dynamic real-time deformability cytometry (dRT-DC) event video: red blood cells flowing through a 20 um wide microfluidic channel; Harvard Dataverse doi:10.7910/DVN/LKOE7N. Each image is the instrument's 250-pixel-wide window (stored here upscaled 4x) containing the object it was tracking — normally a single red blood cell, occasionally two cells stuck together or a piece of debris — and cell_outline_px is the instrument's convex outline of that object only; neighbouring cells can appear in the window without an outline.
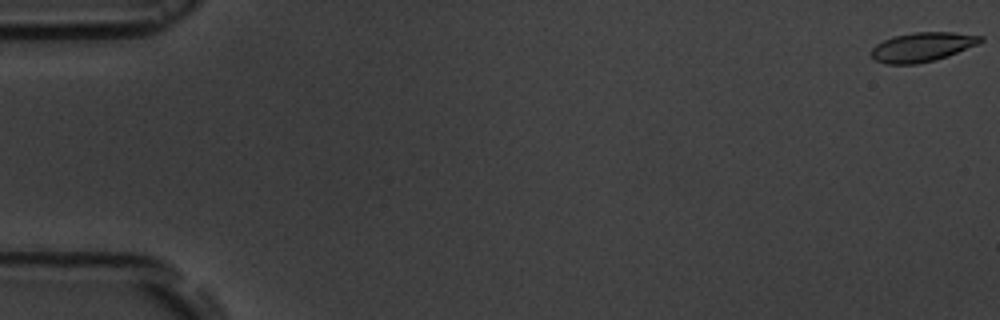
{"species": "common noctule bat (a hibernating species)", "species_latin": "Nyctalus noctula", "temperature_condition": "room temperature", "stored_images_in_passage": 56, "camera_frame_rate_fps": 3000, "um_per_image_px": 0.085, "animal": {"sex": "male", "body_mass_g": 19.5, "forearm_length_mm": 54.6}, "frame": {"image": 1, "passage_image": 1, "time_ms": 0.0, "image_size_px": [1000, 320], "cell_outline_px": [[984, 40], [976, 44], [948, 56], [916, 64], [888, 64], [876, 60], [872, 56], [872, 48], [876, 44], [892, 36], [916, 32], [952, 32], [984, 36]], "centroid_in_image_um": [78.39, 3.98], "position_along_channel_um": 6.6, "area_um2": 18.38}}
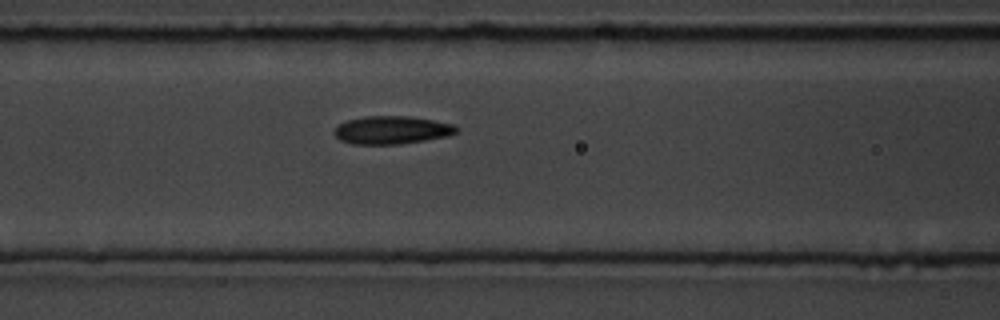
{"frame": {"image": 2, "passage_image": 24, "time_ms": 7.667, "image_size_px": [1000, 320], "cell_outline_px": [[460, 128], [456, 132], [448, 136], [424, 140], [396, 144], [352, 144], [340, 140], [332, 132], [340, 124], [348, 120], [364, 116], [408, 116], [432, 120], [452, 124]], "centroid_in_image_um": [33.29, 11.05], "position_along_channel_um": 133.3, "area_um2": 19.77}}
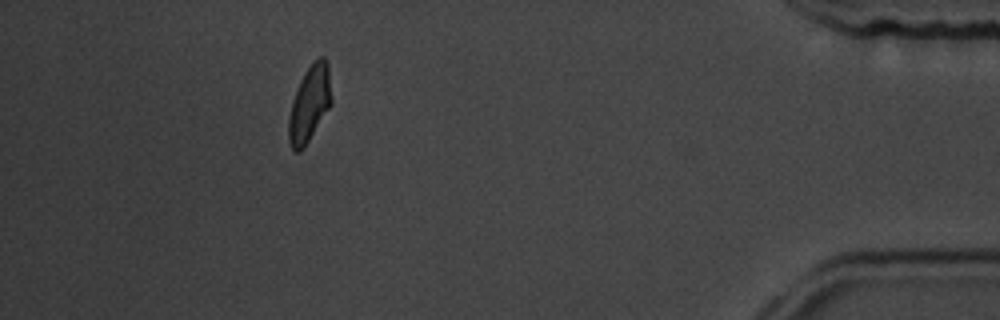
{"frame": {"image": 3, "passage_image": 51, "time_ms": 16.667, "image_size_px": [1000, 320], "cell_outline_px": [[332, 104], [300, 152], [296, 152], [292, 148], [288, 140], [288, 116], [292, 100], [300, 80], [304, 72], [320, 56], [324, 56], [328, 64], [332, 100]], "centroid_in_image_um": [26.3, 8.81], "position_along_channel_um": 408.9, "area_um2": 18.84}, "authors_computed_cell_mechanics": {"area_um2": 19.4208, "velocity_mm_per_s": 3.6717, "shape_relaxation_time_tau1_ms": 4.5346, "shape_relaxation_time_tau2_ms": 2.2255, "deformation_change_tau1": 0.1318, "deformation_change_tau2": 0.0841}}